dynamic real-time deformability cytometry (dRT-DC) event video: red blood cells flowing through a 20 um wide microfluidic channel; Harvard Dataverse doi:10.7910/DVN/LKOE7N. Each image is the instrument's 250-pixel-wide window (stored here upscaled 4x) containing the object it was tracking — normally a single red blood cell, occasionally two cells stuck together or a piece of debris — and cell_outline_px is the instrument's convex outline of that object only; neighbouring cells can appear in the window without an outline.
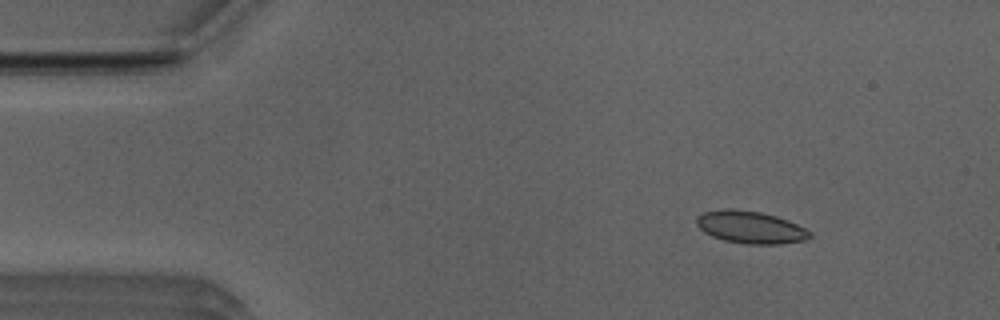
{"species": "Egyptian fruit bat (a non-hibernating species)", "species_latin": "Rousettus aegyptiacus", "temperature_condition": "room temperature", "stored_images_in_passage": 46, "camera_frame_rate_fps": 3000, "um_per_image_px": 0.085, "animal": {"sex": "male"}, "frame": {"image": 1, "passage_image": 1, "time_ms": 0.0, "image_size_px": [1000, 320], "cell_outline_px": [[812, 236], [804, 240], [780, 244], [744, 244], [724, 240], [712, 236], [704, 232], [696, 224], [696, 216], [704, 212], [724, 208], [728, 208], [760, 212], [776, 216], [788, 220], [812, 232]], "centroid_in_image_um": [63.77, 19.31], "position_along_channel_um": 21.2, "area_um2": 21.39}}
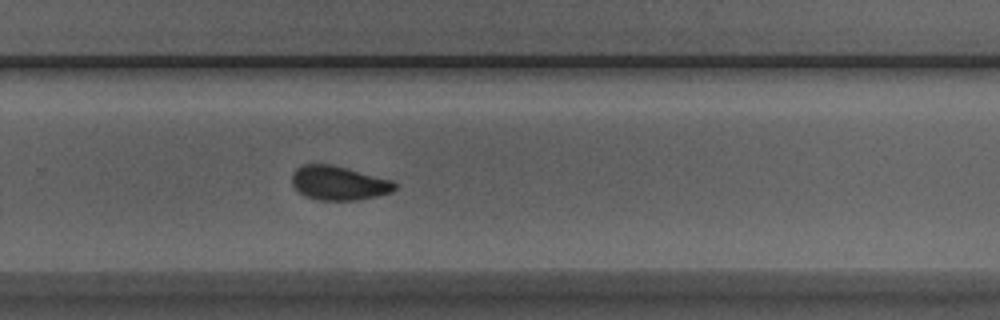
{"frame": {"image": 2, "passage_image": 28, "time_ms": 9.0, "image_size_px": [1000, 320], "cell_outline_px": [[396, 188], [392, 192], [376, 196], [356, 200], [316, 200], [304, 196], [292, 184], [292, 172], [296, 168], [304, 164], [332, 164], [392, 180], [396, 184]], "centroid_in_image_um": [28.77, 15.56], "position_along_channel_um": 301.0, "area_um2": 20.46}}
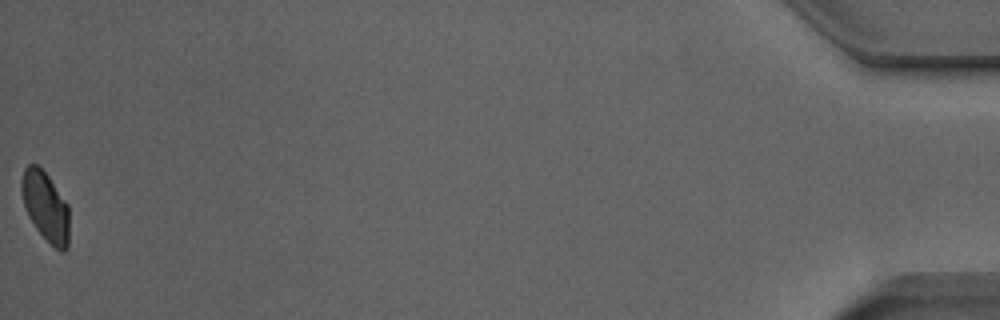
{"frame": {"image": 3, "passage_image": 46, "time_ms": 15.0, "image_size_px": [1000, 320], "cell_outline_px": [[68, 248], [64, 252], [60, 252], [36, 228], [28, 216], [20, 192], [20, 180], [24, 168], [28, 164], [36, 164], [48, 176], [68, 204]], "centroid_in_image_um": [3.85, 17.52], "position_along_channel_um": 431.4, "area_um2": 19.25}, "authors_computed_cell_mechanics": {"area_um2": 20.6346, "velocity_mm_per_s": 3.9542, "shape_relaxation_time_tau1_ms": 3.7871, "shape_relaxation_time_tau2_ms": 1.1507, "deformation_change_tau1": 0.0944, "deformation_change_tau2": 0.0528}}